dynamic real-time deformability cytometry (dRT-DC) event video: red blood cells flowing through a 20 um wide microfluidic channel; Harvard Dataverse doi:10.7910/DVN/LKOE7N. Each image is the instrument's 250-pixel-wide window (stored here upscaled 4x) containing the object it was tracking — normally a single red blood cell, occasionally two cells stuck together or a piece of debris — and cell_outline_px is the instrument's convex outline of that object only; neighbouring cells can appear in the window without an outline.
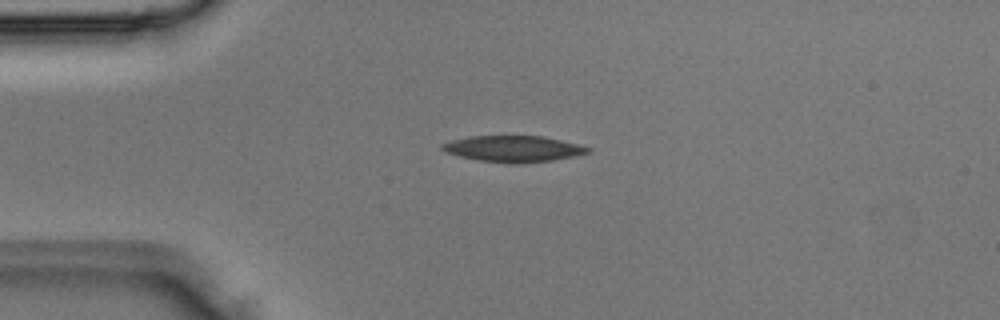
{"species": "Egyptian fruit bat (a non-hibernating species)", "species_latin": "Rousettus aegyptiacus", "temperature_condition": "room temperature", "stored_images_in_passage": 2, "camera_frame_rate_fps": 3000, "um_per_image_px": 0.085, "animal": {"sex": "male"}, "frame": {"image": 1, "passage_image": 1, "time_ms": 0.0, "image_size_px": [1000, 320], "cell_outline_px": [[592, 152], [552, 160], [476, 160], [444, 152], [440, 148], [440, 144], [452, 140], [468, 136], [544, 136], [592, 148]], "centroid_in_image_um": [43.58, 12.59], "position_along_channel_um": 41.4, "area_um2": 21.15}}